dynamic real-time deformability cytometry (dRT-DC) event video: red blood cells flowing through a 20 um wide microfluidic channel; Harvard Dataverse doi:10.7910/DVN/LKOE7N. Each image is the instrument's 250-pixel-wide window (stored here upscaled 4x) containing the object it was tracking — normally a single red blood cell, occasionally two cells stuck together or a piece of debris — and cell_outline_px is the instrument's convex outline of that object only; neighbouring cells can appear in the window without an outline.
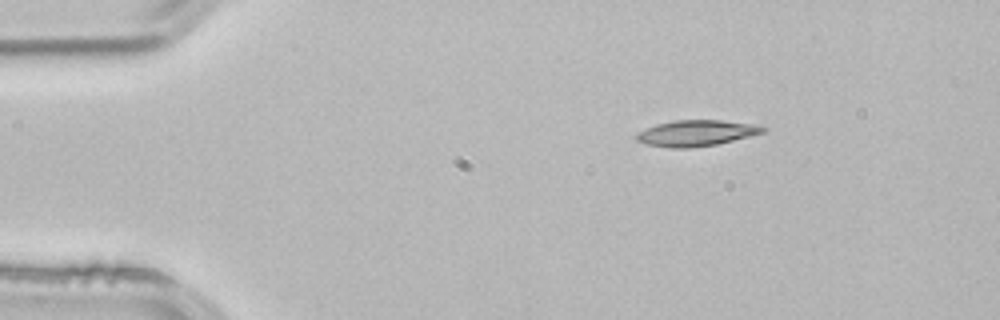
{"species": "common noctule bat (a hibernating species)", "species_latin": "Nyctalus noctula", "temperature_condition": "room temperature", "stored_images_in_passage": 2, "camera_frame_rate_fps": 3000, "um_per_image_px": 0.085, "animal": {"sex": "male", "body_mass_g": 21.5, "forearm_length_mm": 52.0}, "frame": {"image": 1, "passage_image": 1, "time_ms": 0.0, "image_size_px": [1000, 320], "cell_outline_px": [[768, 128], [764, 132], [716, 144], [688, 148], [668, 148], [644, 144], [636, 140], [636, 132], [656, 124], [676, 120], [720, 120], [752, 124]], "centroid_in_image_um": [59.11, 11.32], "position_along_channel_um": 25.9, "area_um2": 19.02}}